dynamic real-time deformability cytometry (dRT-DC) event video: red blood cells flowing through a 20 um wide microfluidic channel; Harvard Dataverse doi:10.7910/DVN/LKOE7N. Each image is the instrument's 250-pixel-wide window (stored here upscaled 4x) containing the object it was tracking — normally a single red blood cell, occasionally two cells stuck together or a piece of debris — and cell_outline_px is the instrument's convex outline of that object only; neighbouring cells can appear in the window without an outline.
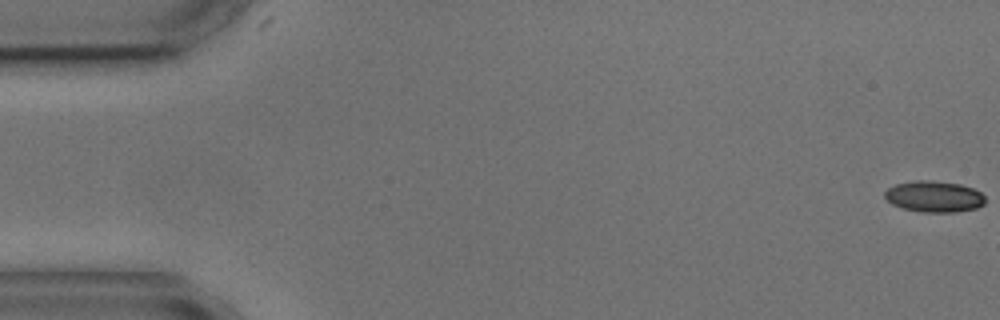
{"species": "common noctule bat (a hibernating species)", "species_latin": "Nyctalus noctula", "temperature_condition": "cold", "stored_images_in_passage": 4, "camera_frame_rate_fps": 3000, "um_per_image_px": 0.085, "animal": {"sex": "male", "body_mass_g": 17.9, "forearm_length_mm": 54.2}, "frame": {"image": 1, "passage_image": 1, "time_ms": 0.0, "image_size_px": [1000, 320], "cell_outline_px": [[984, 204], [976, 208], [956, 212], [920, 212], [904, 208], [892, 204], [884, 196], [884, 192], [888, 188], [896, 184], [916, 180], [932, 180], [960, 184], [972, 188], [980, 192], [984, 196]], "centroid_in_image_um": [79.39, 16.7], "position_along_channel_um": 5.6, "area_um2": 18.21}}